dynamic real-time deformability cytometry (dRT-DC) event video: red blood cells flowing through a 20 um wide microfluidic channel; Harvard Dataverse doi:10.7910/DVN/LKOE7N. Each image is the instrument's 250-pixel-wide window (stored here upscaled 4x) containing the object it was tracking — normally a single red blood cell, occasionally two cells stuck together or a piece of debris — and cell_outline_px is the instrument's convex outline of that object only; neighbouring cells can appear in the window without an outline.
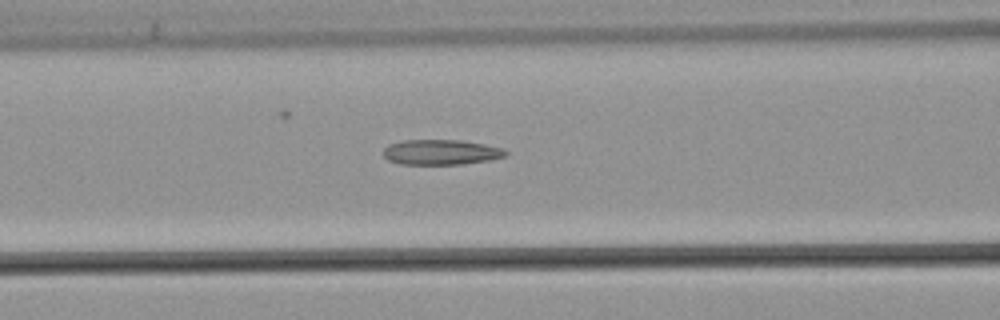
{"species": "common noctule bat (a hibernating species)", "species_latin": "Nyctalus noctula", "temperature_condition": "warm", "stored_images_in_passage": 25, "camera_frame_rate_fps": 3000, "um_per_image_px": 0.085, "animal": {"sex": "male", "body_mass_g": 21.5, "forearm_length_mm": 52.0}, "frame": {"image": 1, "passage_image": 11, "time_ms": 3.333, "image_size_px": [1000, 320], "cell_outline_px": [[508, 152], [504, 156], [492, 160], [460, 164], [400, 164], [388, 160], [384, 156], [384, 148], [388, 144], [404, 140], [460, 140], [484, 144], [500, 148]], "centroid_in_image_um": [37.46, 12.93], "position_along_channel_um": 129.1, "area_um2": 17.86}}
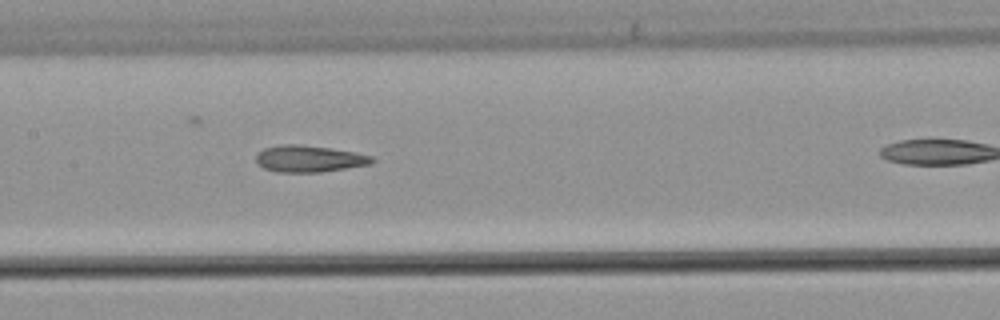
{"frame": {"image": 2, "passage_image": 15, "time_ms": 4.667, "image_size_px": [1000, 320], "cell_outline_px": [[376, 160], [372, 164], [320, 172], [276, 172], [264, 168], [256, 160], [256, 152], [264, 148], [280, 144], [300, 144], [332, 148], [356, 152], [372, 156]], "centroid_in_image_um": [26.29, 13.48], "position_along_channel_um": 181.1, "area_um2": 18.21}}